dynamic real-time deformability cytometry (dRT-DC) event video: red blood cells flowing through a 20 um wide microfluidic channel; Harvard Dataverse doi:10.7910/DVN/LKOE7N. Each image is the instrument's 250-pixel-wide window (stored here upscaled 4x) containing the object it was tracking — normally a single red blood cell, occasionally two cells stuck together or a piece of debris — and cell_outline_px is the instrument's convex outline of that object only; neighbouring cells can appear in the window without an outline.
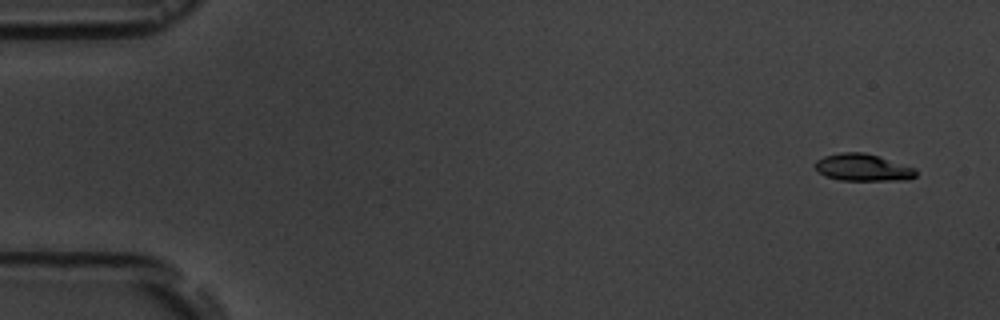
{"species": "common noctule bat (a hibernating species)", "species_latin": "Nyctalus noctula", "temperature_condition": "room temperature", "stored_images_in_passage": 5, "camera_frame_rate_fps": 3000, "um_per_image_px": 0.085, "animal": {"sex": "male", "body_mass_g": 19.5, "forearm_length_mm": 54.6}, "frame": {"image": 1, "passage_image": 1, "time_ms": 0.0, "image_size_px": [1000, 320], "cell_outline_px": [[916, 176], [908, 180], [840, 180], [824, 176], [816, 168], [816, 160], [824, 156], [840, 152], [864, 152], [916, 168]], "centroid_in_image_um": [73.35, 14.24], "position_along_channel_um": 11.7, "area_um2": 15.84}}
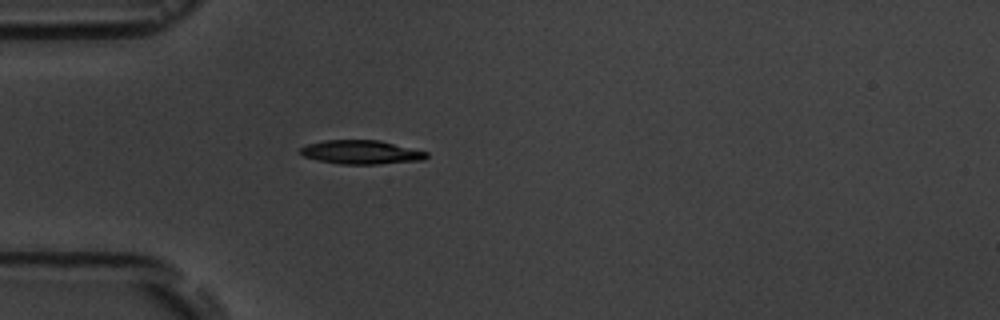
{"frame": {"image": 2, "passage_image": 5, "time_ms": 4.333, "image_size_px": [1000, 320], "cell_outline_px": [[428, 156], [424, 160], [376, 164], [340, 164], [320, 160], [304, 156], [296, 152], [300, 148], [308, 144], [324, 140], [380, 140], [428, 152]], "centroid_in_image_um": [30.69, 12.93], "position_along_channel_um": 54.3, "area_um2": 17.51}}